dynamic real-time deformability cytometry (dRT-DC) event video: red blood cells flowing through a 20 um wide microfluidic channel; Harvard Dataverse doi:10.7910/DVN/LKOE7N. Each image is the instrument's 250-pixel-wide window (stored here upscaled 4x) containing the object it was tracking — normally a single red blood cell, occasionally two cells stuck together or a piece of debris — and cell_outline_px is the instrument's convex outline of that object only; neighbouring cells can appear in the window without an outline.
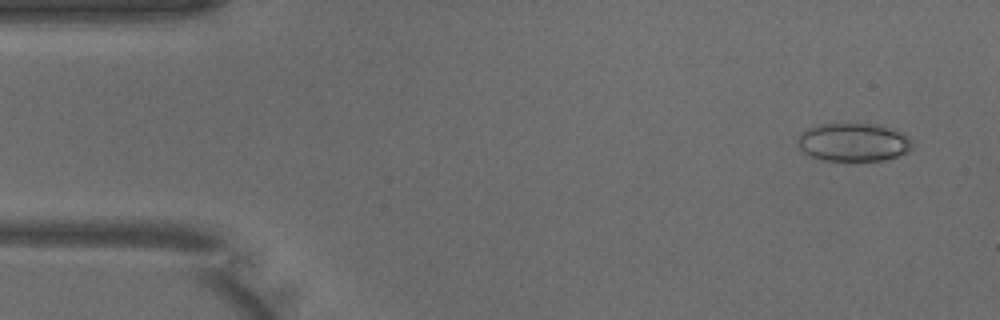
{"species": "common noctule bat (a hibernating species)", "species_latin": "Nyctalus noctula", "temperature_condition": "warm", "stored_images_in_passage": 49, "camera_frame_rate_fps": 3000, "um_per_image_px": 0.085, "animal": {"sex": "male", "body_mass_g": 18.8}, "frame": {"image": 1, "passage_image": 3, "time_ms": 0.667, "image_size_px": [1000, 320], "cell_outline_px": [[912, 148], [908, 152], [884, 160], [824, 160], [812, 156], [804, 152], [800, 148], [800, 132], [808, 128], [820, 124], [876, 124], [892, 128], [900, 132], [912, 144]], "centroid_in_image_um": [72.54, 12.08], "position_along_channel_um": 12.5, "area_um2": 25.03}}
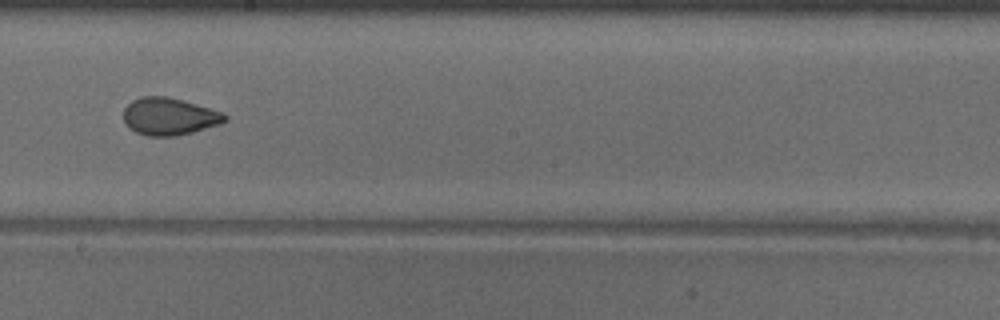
{"frame": {"image": 2, "passage_image": 27, "time_ms": 8.667, "image_size_px": [1000, 320], "cell_outline_px": [[228, 120], [220, 124], [192, 132], [176, 136], [148, 136], [136, 132], [128, 128], [124, 124], [124, 108], [132, 100], [140, 96], [168, 96], [184, 100], [220, 112], [228, 116]], "centroid_in_image_um": [14.35, 9.89], "position_along_channel_um": 233.8, "area_um2": 22.14}}
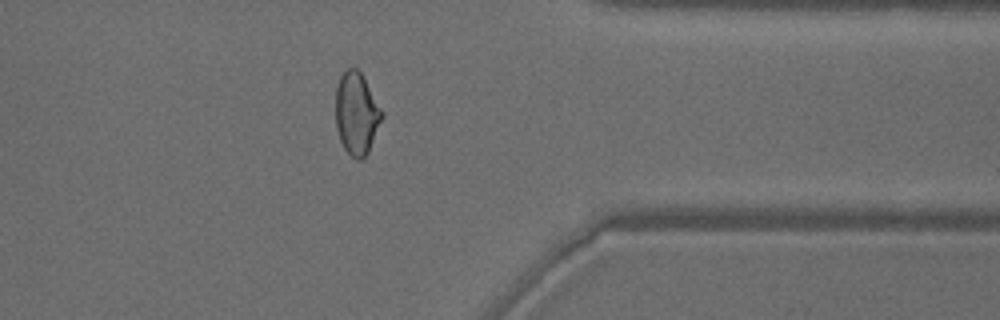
{"frame": {"image": 3, "passage_image": 39, "time_ms": 12.667, "image_size_px": [1000, 320], "cell_outline_px": [[384, 116], [368, 152], [360, 160], [356, 160], [344, 148], [340, 140], [336, 128], [336, 84], [340, 76], [348, 68], [356, 68], [360, 72], [384, 112]], "centroid_in_image_um": [30.31, 9.65], "position_along_channel_um": 381.1, "area_um2": 22.14}, "authors_computed_cell_mechanics": {"area_um2": 23.409, "velocity_mm_per_s": 4.0142, "shape_relaxation_time_tau1_ms": null, "shape_relaxation_time_tau2_ms": 0.9795, "deformation_change_tau1": null, "deformation_change_tau2": 0.048}}